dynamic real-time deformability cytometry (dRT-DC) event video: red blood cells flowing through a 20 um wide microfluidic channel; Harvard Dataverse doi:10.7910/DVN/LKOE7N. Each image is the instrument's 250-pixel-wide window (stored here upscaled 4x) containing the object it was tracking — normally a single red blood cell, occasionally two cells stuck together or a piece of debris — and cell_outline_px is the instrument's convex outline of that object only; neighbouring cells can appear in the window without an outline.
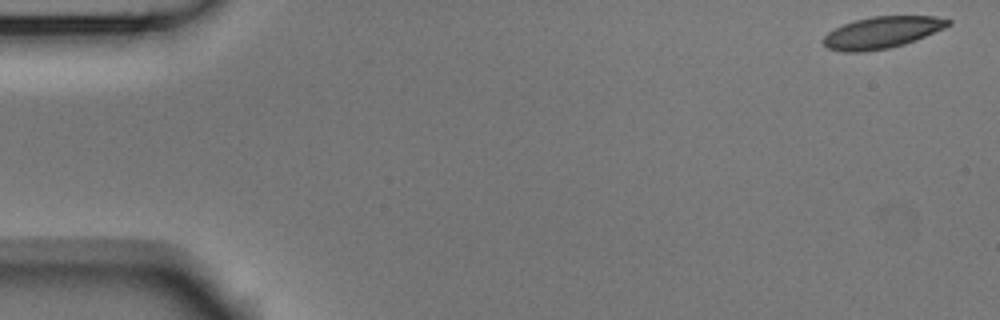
{"species": "Egyptian fruit bat (a non-hibernating species)", "species_latin": "Rousettus aegyptiacus", "temperature_condition": "room temperature", "stored_images_in_passage": 53, "camera_frame_rate_fps": 3000, "um_per_image_px": 0.085, "animal": {"sex": "male"}, "frame": {"image": 1, "passage_image": 1, "time_ms": 0.0, "image_size_px": [1000, 320], "cell_outline_px": [[952, 24], [944, 28], [916, 40], [904, 44], [888, 48], [864, 52], [844, 52], [828, 48], [824, 44], [824, 36], [828, 32], [844, 24], [856, 20], [872, 16], [936, 16], [952, 20]], "centroid_in_image_um": [75.0, 2.76], "position_along_channel_um": 10.0, "area_um2": 22.95}}
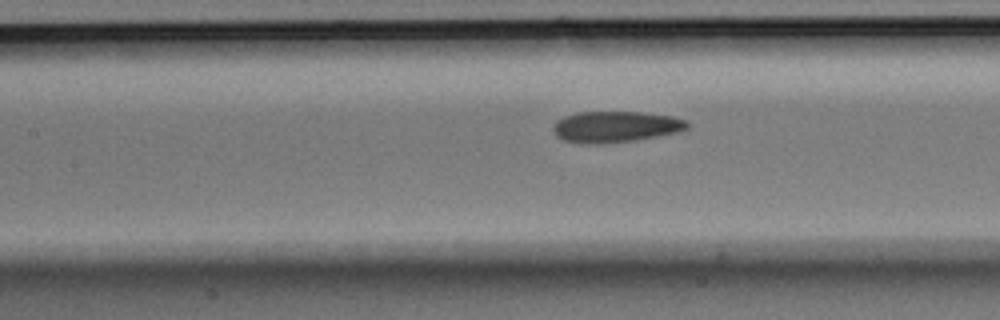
{"frame": {"image": 2, "passage_image": 23, "time_ms": 7.333, "image_size_px": [1000, 320], "cell_outline_px": [[688, 128], [680, 132], [632, 140], [600, 144], [580, 144], [564, 140], [556, 136], [552, 128], [556, 120], [564, 116], [576, 112], [640, 112], [672, 116], [684, 120], [688, 124]], "centroid_in_image_um": [52.27, 10.77], "position_along_channel_um": 155.1, "area_um2": 24.33}}
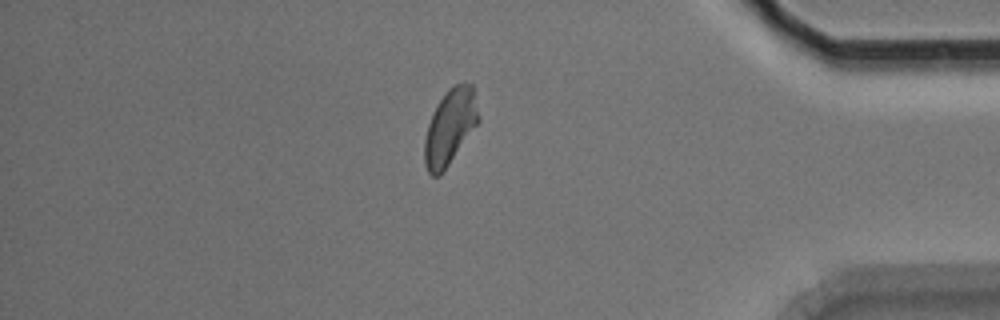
{"frame": {"image": 3, "passage_image": 45, "time_ms": 14.667, "image_size_px": [1000, 320], "cell_outline_px": [[480, 120], [440, 176], [432, 176], [428, 172], [424, 164], [424, 140], [428, 124], [432, 112], [436, 104], [448, 88], [456, 84], [472, 84], [480, 116]], "centroid_in_image_um": [38.23, 10.79], "position_along_channel_um": 397.0, "area_um2": 23.7}, "authors_computed_cell_mechanics": {"area_um2": 23.8136, "velocity_mm_per_s": 3.7388, "shape_relaxation_time_tau1_ms": 5.4611, "shape_relaxation_time_tau2_ms": 2.2575, "deformation_change_tau1": 0.1239, "deformation_change_tau2": 0.0873}}